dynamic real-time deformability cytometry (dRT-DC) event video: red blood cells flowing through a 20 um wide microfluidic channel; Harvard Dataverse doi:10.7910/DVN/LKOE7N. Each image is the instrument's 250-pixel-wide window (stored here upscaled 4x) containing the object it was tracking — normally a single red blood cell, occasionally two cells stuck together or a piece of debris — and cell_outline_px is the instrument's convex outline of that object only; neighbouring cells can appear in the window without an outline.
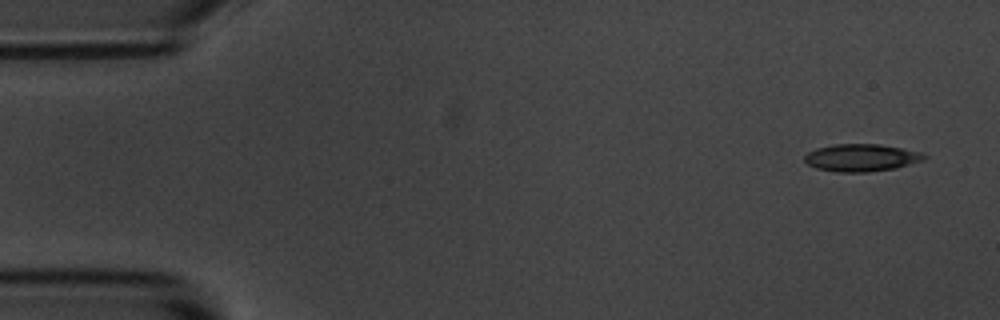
{"species": "common noctule bat (a hibernating species)", "species_latin": "Nyctalus noctula", "temperature_condition": "room temperature", "stored_images_in_passage": 8, "camera_frame_rate_fps": 3000, "um_per_image_px": 0.085, "animal": {"sex": "male", "body_mass_g": 20.1, "forearm_length_mm": 53.5}, "frame": {"image": 1, "passage_image": 1, "time_ms": 0.0, "image_size_px": [1000, 320], "cell_outline_px": [[928, 156], [924, 160], [896, 168], [868, 172], [836, 172], [816, 168], [808, 164], [804, 160], [804, 156], [808, 152], [816, 148], [832, 144], [880, 144], [920, 152]], "centroid_in_image_um": [73.2, 13.4], "position_along_channel_um": 11.8, "area_um2": 19.13}}
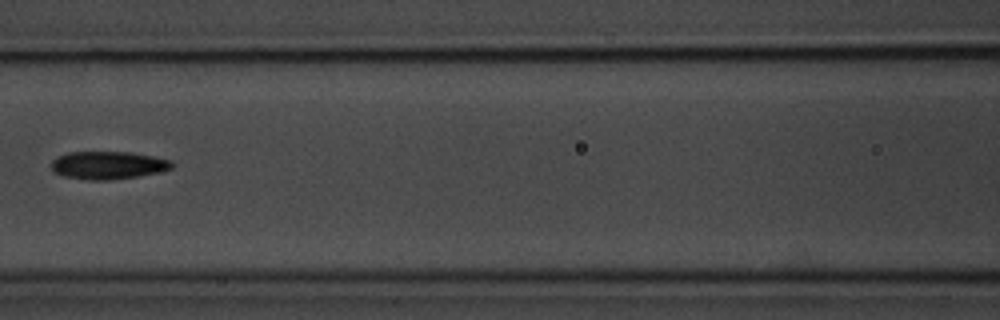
{"frame": {"image": 2, "passage_image": 7, "time_ms": 2.0, "image_size_px": [1000, 320], "cell_outline_px": [[176, 164], [172, 168], [160, 172], [136, 176], [108, 180], [88, 180], [64, 176], [56, 172], [52, 168], [52, 160], [56, 156], [68, 152], [132, 152], [172, 160]], "centroid_in_image_um": [9.21, 14.03], "position_along_channel_um": 157.4, "area_um2": 19.59}}
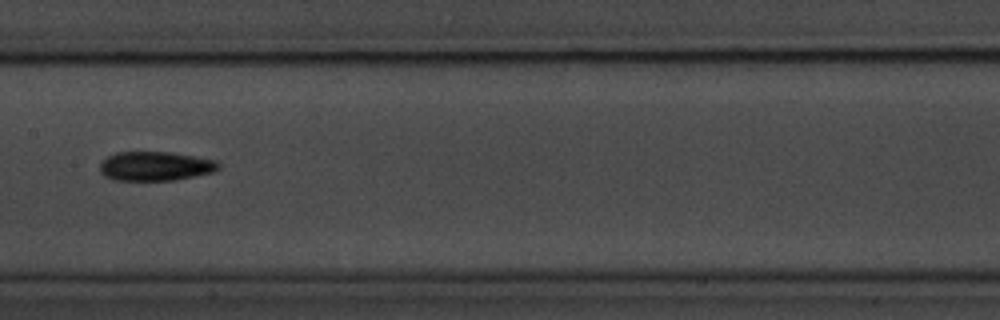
{"frame": {"image": 3, "passage_image": 8, "time_ms": 2.333, "image_size_px": [1000, 320], "cell_outline_px": [[220, 168], [212, 172], [176, 180], [112, 180], [104, 176], [100, 172], [100, 164], [108, 156], [116, 152], [168, 152], [216, 160], [220, 164]], "centroid_in_image_um": [13.18, 14.13], "position_along_channel_um": 194.2, "area_um2": 20.11}}